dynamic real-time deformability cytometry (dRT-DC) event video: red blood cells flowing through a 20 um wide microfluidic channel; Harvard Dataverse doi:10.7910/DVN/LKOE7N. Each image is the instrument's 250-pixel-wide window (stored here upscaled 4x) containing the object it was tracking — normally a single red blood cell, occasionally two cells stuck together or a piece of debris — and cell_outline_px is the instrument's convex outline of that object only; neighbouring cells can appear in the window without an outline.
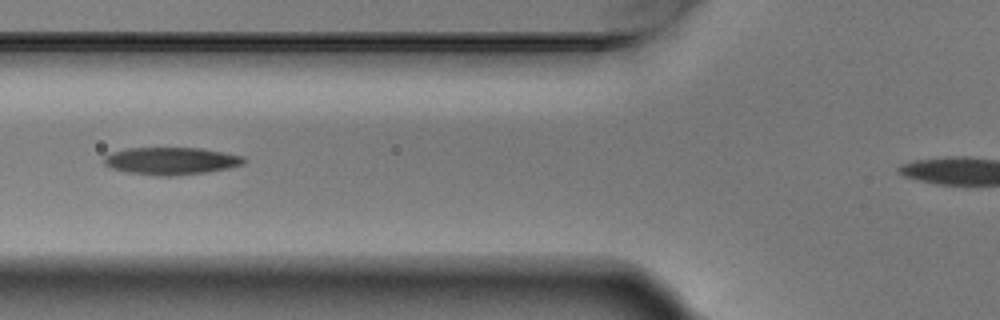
{"species": "Egyptian fruit bat (a non-hibernating species)", "species_latin": "Rousettus aegyptiacus", "temperature_condition": "warm", "stored_images_in_passage": 5, "camera_frame_rate_fps": 3000, "um_per_image_px": 0.085, "animal": {"sex": "male"}, "frame": {"image": 1, "passage_image": 3, "time_ms": 0.667, "image_size_px": [1000, 320], "cell_outline_px": [[248, 160], [244, 164], [228, 168], [208, 172], [168, 176], [156, 176], [128, 172], [112, 168], [104, 164], [104, 156], [112, 152], [128, 148], [200, 148], [244, 156]], "centroid_in_image_um": [14.57, 13.68], "position_along_channel_um": 111.2, "area_um2": 22.31}}
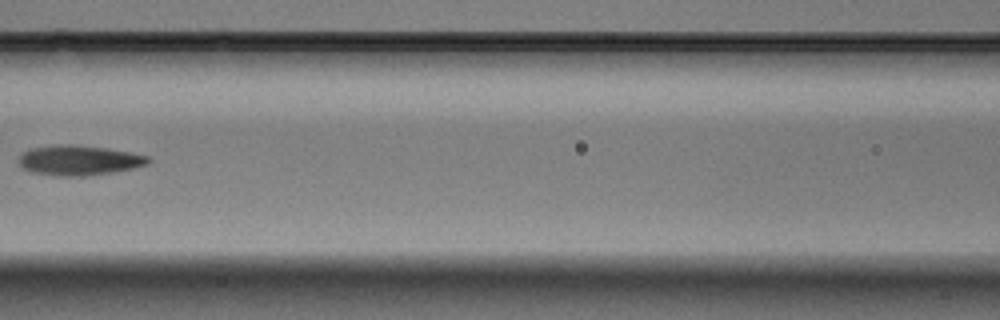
{"frame": {"image": 2, "passage_image": 4, "time_ms": 1.0, "image_size_px": [1000, 320], "cell_outline_px": [[152, 160], [148, 164], [132, 168], [84, 176], [56, 176], [32, 172], [24, 168], [20, 164], [20, 156], [24, 152], [32, 148], [68, 144], [104, 148], [128, 152], [148, 156]], "centroid_in_image_um": [6.72, 13.63], "position_along_channel_um": 159.9, "area_um2": 22.02}}
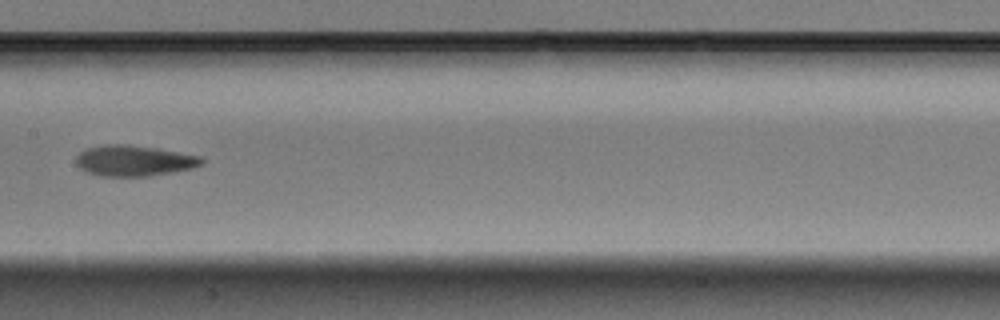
{"frame": {"image": 3, "passage_image": 5, "time_ms": 1.333, "image_size_px": [1000, 320], "cell_outline_px": [[204, 164], [192, 168], [172, 172], [148, 176], [100, 176], [88, 172], [80, 168], [76, 164], [76, 156], [80, 152], [88, 148], [108, 144], [120, 144], [152, 148], [200, 156], [204, 160]], "centroid_in_image_um": [11.38, 13.67], "position_along_channel_um": 196.0, "area_um2": 22.14}}